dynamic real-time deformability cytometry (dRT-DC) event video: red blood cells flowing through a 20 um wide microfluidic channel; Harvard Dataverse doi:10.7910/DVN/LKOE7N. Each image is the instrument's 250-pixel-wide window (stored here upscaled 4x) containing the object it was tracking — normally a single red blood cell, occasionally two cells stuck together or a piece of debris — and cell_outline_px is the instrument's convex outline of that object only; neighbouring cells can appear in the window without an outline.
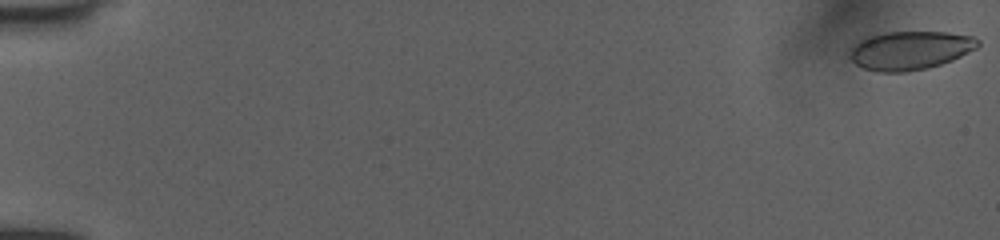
{"species": "human", "species_latin": "Homo sapiens", "temperature_condition": "room temperature", "stored_images_in_passage": 57, "camera_frame_rate_fps": 3000, "um_per_image_px": 0.085, "donor": {"sex": "female"}, "frame": {"image": 1, "passage_image": 1, "time_ms": 0.0, "image_size_px": [1000, 240], "cell_outline_px": [[980, 44], [976, 48], [952, 60], [928, 68], [904, 72], [880, 72], [864, 68], [856, 64], [848, 56], [848, 52], [860, 40], [884, 32], [944, 32], [972, 36], [980, 40]], "centroid_in_image_um": [77.36, 4.28], "position_along_channel_um": 7.6, "area_um2": 28.61}}
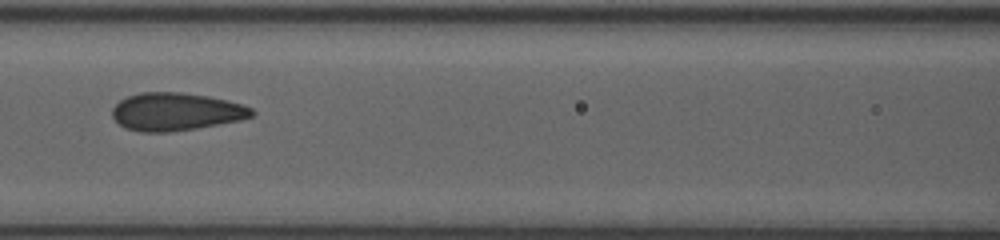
{"frame": {"image": 2, "passage_image": 29, "time_ms": 8.333, "image_size_px": [1000, 240], "cell_outline_px": [[256, 112], [252, 116], [240, 120], [196, 128], [168, 132], [140, 132], [124, 128], [112, 116], [112, 108], [120, 100], [128, 96], [140, 92], [180, 92], [208, 96], [244, 104], [252, 108]], "centroid_in_image_um": [14.95, 9.49], "position_along_channel_um": 151.6, "area_um2": 30.81}}
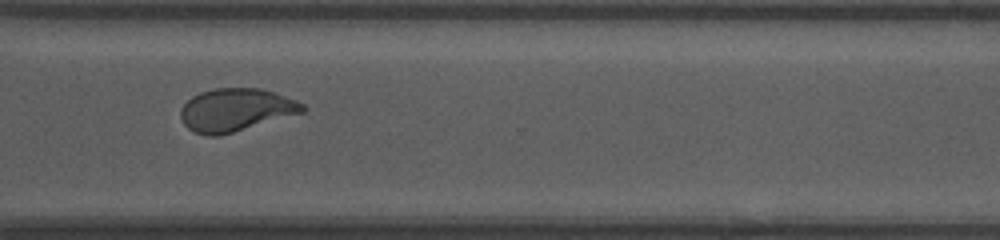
{"frame": {"image": 3, "passage_image": 56, "time_ms": 13.333, "image_size_px": [1000, 240], "cell_outline_px": [[308, 108], [304, 112], [232, 132], [216, 136], [208, 136], [196, 132], [188, 128], [184, 124], [180, 116], [180, 108], [192, 96], [200, 92], [216, 88], [260, 88], [276, 92], [296, 100], [304, 104]], "centroid_in_image_um": [20.05, 9.32], "position_along_channel_um": 350.5, "area_um2": 30.35}}